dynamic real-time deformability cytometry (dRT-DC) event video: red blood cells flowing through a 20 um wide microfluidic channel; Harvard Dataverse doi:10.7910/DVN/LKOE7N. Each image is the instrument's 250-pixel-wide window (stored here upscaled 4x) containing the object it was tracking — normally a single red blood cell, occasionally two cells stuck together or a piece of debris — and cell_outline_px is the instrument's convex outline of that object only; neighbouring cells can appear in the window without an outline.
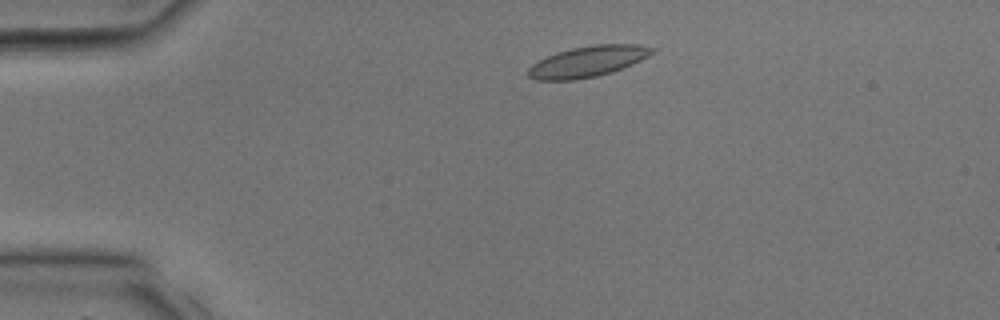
{"species": "common noctule bat (a hibernating species)", "species_latin": "Nyctalus noctula", "temperature_condition": "room temperature", "stored_images_in_passage": 31, "camera_frame_rate_fps": 3000, "um_per_image_px": 0.085, "animal": {"sex": "male", "body_mass_g": 17.9, "forearm_length_mm": 54.2}, "frame": {"image": 1, "passage_image": 4, "time_ms": 1.0, "image_size_px": [1000, 320], "cell_outline_px": [[656, 52], [632, 64], [612, 72], [596, 76], [576, 80], [536, 80], [528, 76], [528, 68], [532, 64], [556, 52], [572, 48], [596, 44], [640, 44], [656, 48]], "centroid_in_image_um": [49.99, 5.22], "position_along_channel_um": 35.0, "area_um2": 22.31}}
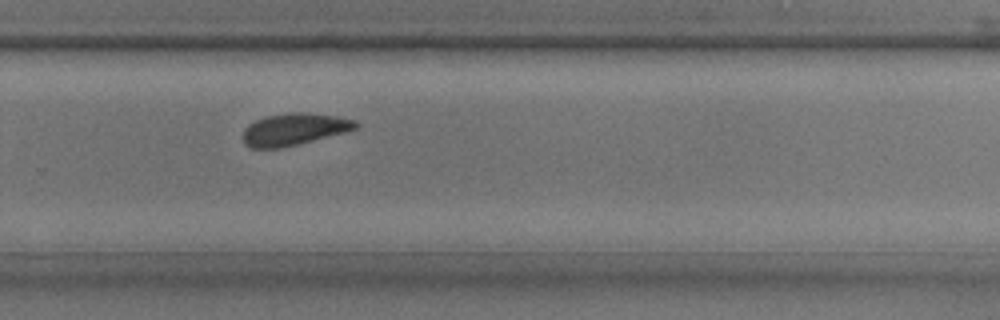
{"frame": {"image": 2, "passage_image": 20, "time_ms": 6.333, "image_size_px": [1000, 320], "cell_outline_px": [[360, 124], [356, 128], [348, 132], [280, 148], [252, 148], [244, 144], [244, 128], [248, 124], [264, 116], [288, 112], [308, 112], [336, 116], [356, 120]], "centroid_in_image_um": [25.02, 10.97], "position_along_channel_um": 304.8, "area_um2": 21.21}}
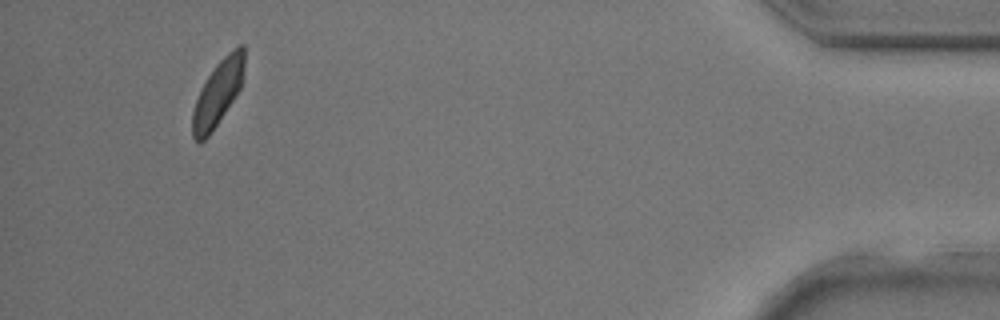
{"frame": {"image": 3, "passage_image": 29, "time_ms": 9.333, "image_size_px": [1000, 320], "cell_outline_px": [[244, 68], [240, 88], [208, 136], [204, 140], [196, 140], [192, 136], [192, 112], [196, 100], [208, 76], [216, 64], [232, 48], [240, 44], [244, 44]], "centroid_in_image_um": [18.52, 7.86], "position_along_channel_um": 416.7, "area_um2": 19.07}}